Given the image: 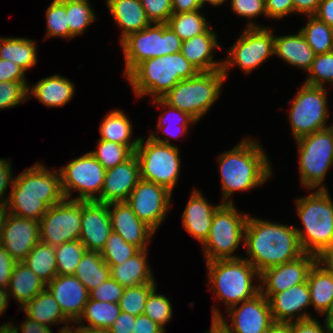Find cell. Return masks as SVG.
Masks as SVG:
<instances>
[{
    "instance_id": "1",
    "label": "cell",
    "mask_w": 333,
    "mask_h": 333,
    "mask_svg": "<svg viewBox=\"0 0 333 333\" xmlns=\"http://www.w3.org/2000/svg\"><path fill=\"white\" fill-rule=\"evenodd\" d=\"M260 144L256 138L244 137L217 156L221 203H234L235 192L262 187L273 176L271 161Z\"/></svg>"
},
{
    "instance_id": "2",
    "label": "cell",
    "mask_w": 333,
    "mask_h": 333,
    "mask_svg": "<svg viewBox=\"0 0 333 333\" xmlns=\"http://www.w3.org/2000/svg\"><path fill=\"white\" fill-rule=\"evenodd\" d=\"M244 251L261 274L268 268L299 258L304 254L293 225L267 221L249 214L244 231Z\"/></svg>"
},
{
    "instance_id": "3",
    "label": "cell",
    "mask_w": 333,
    "mask_h": 333,
    "mask_svg": "<svg viewBox=\"0 0 333 333\" xmlns=\"http://www.w3.org/2000/svg\"><path fill=\"white\" fill-rule=\"evenodd\" d=\"M10 188L7 211L21 218L40 221L50 206L66 199L59 169L39 161L15 176Z\"/></svg>"
},
{
    "instance_id": "4",
    "label": "cell",
    "mask_w": 333,
    "mask_h": 333,
    "mask_svg": "<svg viewBox=\"0 0 333 333\" xmlns=\"http://www.w3.org/2000/svg\"><path fill=\"white\" fill-rule=\"evenodd\" d=\"M308 193L295 198V210L302 228L294 227L303 252L321 259L333 253V200L329 189L308 190Z\"/></svg>"
},
{
    "instance_id": "5",
    "label": "cell",
    "mask_w": 333,
    "mask_h": 333,
    "mask_svg": "<svg viewBox=\"0 0 333 333\" xmlns=\"http://www.w3.org/2000/svg\"><path fill=\"white\" fill-rule=\"evenodd\" d=\"M199 71L181 52L144 60L125 78L136 98H162L179 81L196 76ZM152 98V99H151Z\"/></svg>"
},
{
    "instance_id": "6",
    "label": "cell",
    "mask_w": 333,
    "mask_h": 333,
    "mask_svg": "<svg viewBox=\"0 0 333 333\" xmlns=\"http://www.w3.org/2000/svg\"><path fill=\"white\" fill-rule=\"evenodd\" d=\"M205 266L207 286L215 300L223 302L225 311L260 292V274L242 256L239 259L212 260L205 262Z\"/></svg>"
},
{
    "instance_id": "7",
    "label": "cell",
    "mask_w": 333,
    "mask_h": 333,
    "mask_svg": "<svg viewBox=\"0 0 333 333\" xmlns=\"http://www.w3.org/2000/svg\"><path fill=\"white\" fill-rule=\"evenodd\" d=\"M225 80L222 69L199 72L192 78L179 81L162 99L199 122L220 99Z\"/></svg>"
},
{
    "instance_id": "8",
    "label": "cell",
    "mask_w": 333,
    "mask_h": 333,
    "mask_svg": "<svg viewBox=\"0 0 333 333\" xmlns=\"http://www.w3.org/2000/svg\"><path fill=\"white\" fill-rule=\"evenodd\" d=\"M235 206V203H222L215 211L209 235L201 245L204 262L241 258L235 252L244 243L249 213L238 211Z\"/></svg>"
},
{
    "instance_id": "9",
    "label": "cell",
    "mask_w": 333,
    "mask_h": 333,
    "mask_svg": "<svg viewBox=\"0 0 333 333\" xmlns=\"http://www.w3.org/2000/svg\"><path fill=\"white\" fill-rule=\"evenodd\" d=\"M300 184L308 190H328L324 183L333 167V125L295 141Z\"/></svg>"
},
{
    "instance_id": "10",
    "label": "cell",
    "mask_w": 333,
    "mask_h": 333,
    "mask_svg": "<svg viewBox=\"0 0 333 333\" xmlns=\"http://www.w3.org/2000/svg\"><path fill=\"white\" fill-rule=\"evenodd\" d=\"M182 42L166 23H152L129 34L120 42L125 61L124 77L144 60L180 52Z\"/></svg>"
},
{
    "instance_id": "11",
    "label": "cell",
    "mask_w": 333,
    "mask_h": 333,
    "mask_svg": "<svg viewBox=\"0 0 333 333\" xmlns=\"http://www.w3.org/2000/svg\"><path fill=\"white\" fill-rule=\"evenodd\" d=\"M329 90L303 82L295 96L289 100L291 107L287 117L294 141L333 125L327 123L330 117Z\"/></svg>"
},
{
    "instance_id": "12",
    "label": "cell",
    "mask_w": 333,
    "mask_h": 333,
    "mask_svg": "<svg viewBox=\"0 0 333 333\" xmlns=\"http://www.w3.org/2000/svg\"><path fill=\"white\" fill-rule=\"evenodd\" d=\"M140 136L135 155L139 162L141 179L154 182L173 192L178 184L181 155L177 145H168ZM180 155V156H179Z\"/></svg>"
},
{
    "instance_id": "13",
    "label": "cell",
    "mask_w": 333,
    "mask_h": 333,
    "mask_svg": "<svg viewBox=\"0 0 333 333\" xmlns=\"http://www.w3.org/2000/svg\"><path fill=\"white\" fill-rule=\"evenodd\" d=\"M275 29L268 27H245L242 34L227 51L223 61V72L226 80L228 71L238 67L244 74L249 75L267 60L274 56ZM230 69V70H229Z\"/></svg>"
},
{
    "instance_id": "14",
    "label": "cell",
    "mask_w": 333,
    "mask_h": 333,
    "mask_svg": "<svg viewBox=\"0 0 333 333\" xmlns=\"http://www.w3.org/2000/svg\"><path fill=\"white\" fill-rule=\"evenodd\" d=\"M59 171L66 199L95 201L100 196L106 169L90 152L72 159ZM73 192H78L76 197H71Z\"/></svg>"
},
{
    "instance_id": "15",
    "label": "cell",
    "mask_w": 333,
    "mask_h": 333,
    "mask_svg": "<svg viewBox=\"0 0 333 333\" xmlns=\"http://www.w3.org/2000/svg\"><path fill=\"white\" fill-rule=\"evenodd\" d=\"M82 201L65 199L50 206L40 219V241L57 247L78 240L81 230Z\"/></svg>"
},
{
    "instance_id": "16",
    "label": "cell",
    "mask_w": 333,
    "mask_h": 333,
    "mask_svg": "<svg viewBox=\"0 0 333 333\" xmlns=\"http://www.w3.org/2000/svg\"><path fill=\"white\" fill-rule=\"evenodd\" d=\"M218 307L213 303L212 317H219L233 333H265L274 323L268 299L261 292L229 307L225 312L229 316L226 319Z\"/></svg>"
},
{
    "instance_id": "17",
    "label": "cell",
    "mask_w": 333,
    "mask_h": 333,
    "mask_svg": "<svg viewBox=\"0 0 333 333\" xmlns=\"http://www.w3.org/2000/svg\"><path fill=\"white\" fill-rule=\"evenodd\" d=\"M172 194L161 185L141 179L126 202L135 215L156 233L173 205Z\"/></svg>"
},
{
    "instance_id": "18",
    "label": "cell",
    "mask_w": 333,
    "mask_h": 333,
    "mask_svg": "<svg viewBox=\"0 0 333 333\" xmlns=\"http://www.w3.org/2000/svg\"><path fill=\"white\" fill-rule=\"evenodd\" d=\"M319 258L304 253L299 258L266 269L260 274V292L268 299L274 293L307 281L311 267Z\"/></svg>"
},
{
    "instance_id": "19",
    "label": "cell",
    "mask_w": 333,
    "mask_h": 333,
    "mask_svg": "<svg viewBox=\"0 0 333 333\" xmlns=\"http://www.w3.org/2000/svg\"><path fill=\"white\" fill-rule=\"evenodd\" d=\"M40 221L8 213L0 245L16 261L22 262L40 241Z\"/></svg>"
},
{
    "instance_id": "20",
    "label": "cell",
    "mask_w": 333,
    "mask_h": 333,
    "mask_svg": "<svg viewBox=\"0 0 333 333\" xmlns=\"http://www.w3.org/2000/svg\"><path fill=\"white\" fill-rule=\"evenodd\" d=\"M141 180L140 167L135 153L125 162L106 170L99 203L126 202Z\"/></svg>"
},
{
    "instance_id": "21",
    "label": "cell",
    "mask_w": 333,
    "mask_h": 333,
    "mask_svg": "<svg viewBox=\"0 0 333 333\" xmlns=\"http://www.w3.org/2000/svg\"><path fill=\"white\" fill-rule=\"evenodd\" d=\"M112 233L108 204L82 201L81 230L79 240L87 251L101 252Z\"/></svg>"
},
{
    "instance_id": "22",
    "label": "cell",
    "mask_w": 333,
    "mask_h": 333,
    "mask_svg": "<svg viewBox=\"0 0 333 333\" xmlns=\"http://www.w3.org/2000/svg\"><path fill=\"white\" fill-rule=\"evenodd\" d=\"M64 316L73 324L83 314L89 291L74 275H56L46 284Z\"/></svg>"
},
{
    "instance_id": "23",
    "label": "cell",
    "mask_w": 333,
    "mask_h": 333,
    "mask_svg": "<svg viewBox=\"0 0 333 333\" xmlns=\"http://www.w3.org/2000/svg\"><path fill=\"white\" fill-rule=\"evenodd\" d=\"M274 322H292L313 318L308 283L294 285L268 298Z\"/></svg>"
},
{
    "instance_id": "24",
    "label": "cell",
    "mask_w": 333,
    "mask_h": 333,
    "mask_svg": "<svg viewBox=\"0 0 333 333\" xmlns=\"http://www.w3.org/2000/svg\"><path fill=\"white\" fill-rule=\"evenodd\" d=\"M108 211L112 231L140 250L149 248L156 233L135 215L127 202L109 203Z\"/></svg>"
},
{
    "instance_id": "25",
    "label": "cell",
    "mask_w": 333,
    "mask_h": 333,
    "mask_svg": "<svg viewBox=\"0 0 333 333\" xmlns=\"http://www.w3.org/2000/svg\"><path fill=\"white\" fill-rule=\"evenodd\" d=\"M212 25L202 34L182 42L181 54L199 72H211L223 68V61L214 59L217 49H223L218 42Z\"/></svg>"
},
{
    "instance_id": "26",
    "label": "cell",
    "mask_w": 333,
    "mask_h": 333,
    "mask_svg": "<svg viewBox=\"0 0 333 333\" xmlns=\"http://www.w3.org/2000/svg\"><path fill=\"white\" fill-rule=\"evenodd\" d=\"M189 197L181 216L182 225L186 232L202 245L209 235L214 213L222 203H209L197 188H193Z\"/></svg>"
},
{
    "instance_id": "27",
    "label": "cell",
    "mask_w": 333,
    "mask_h": 333,
    "mask_svg": "<svg viewBox=\"0 0 333 333\" xmlns=\"http://www.w3.org/2000/svg\"><path fill=\"white\" fill-rule=\"evenodd\" d=\"M151 102L152 106L156 105L157 107H161L160 109L163 110L161 115L158 117L159 119L157 121V125L155 126L157 133H155V130H152L150 134H148L151 139L157 142L172 146V138L177 140L178 137H185V135H188L190 126L198 123V121L189 113L170 106L162 98L153 99ZM162 136L164 137L161 138Z\"/></svg>"
},
{
    "instance_id": "28",
    "label": "cell",
    "mask_w": 333,
    "mask_h": 333,
    "mask_svg": "<svg viewBox=\"0 0 333 333\" xmlns=\"http://www.w3.org/2000/svg\"><path fill=\"white\" fill-rule=\"evenodd\" d=\"M72 80L61 74L41 78L33 85H28V99L36 98L47 108L63 107L76 93Z\"/></svg>"
},
{
    "instance_id": "29",
    "label": "cell",
    "mask_w": 333,
    "mask_h": 333,
    "mask_svg": "<svg viewBox=\"0 0 333 333\" xmlns=\"http://www.w3.org/2000/svg\"><path fill=\"white\" fill-rule=\"evenodd\" d=\"M311 307L319 316H326L333 305V271L318 259L307 277Z\"/></svg>"
},
{
    "instance_id": "30",
    "label": "cell",
    "mask_w": 333,
    "mask_h": 333,
    "mask_svg": "<svg viewBox=\"0 0 333 333\" xmlns=\"http://www.w3.org/2000/svg\"><path fill=\"white\" fill-rule=\"evenodd\" d=\"M106 7L120 30V41L152 23L147 18L140 0H106Z\"/></svg>"
},
{
    "instance_id": "31",
    "label": "cell",
    "mask_w": 333,
    "mask_h": 333,
    "mask_svg": "<svg viewBox=\"0 0 333 333\" xmlns=\"http://www.w3.org/2000/svg\"><path fill=\"white\" fill-rule=\"evenodd\" d=\"M274 56L306 73L312 65L315 53L302 33L298 31L297 34L275 36Z\"/></svg>"
},
{
    "instance_id": "32",
    "label": "cell",
    "mask_w": 333,
    "mask_h": 333,
    "mask_svg": "<svg viewBox=\"0 0 333 333\" xmlns=\"http://www.w3.org/2000/svg\"><path fill=\"white\" fill-rule=\"evenodd\" d=\"M18 310L23 311L30 319L51 328L53 325L58 326L63 323L62 330L65 333L71 327V322L64 316L57 301L47 288Z\"/></svg>"
},
{
    "instance_id": "33",
    "label": "cell",
    "mask_w": 333,
    "mask_h": 333,
    "mask_svg": "<svg viewBox=\"0 0 333 333\" xmlns=\"http://www.w3.org/2000/svg\"><path fill=\"white\" fill-rule=\"evenodd\" d=\"M148 257V249H143L122 264L108 265L110 277L123 287L157 282Z\"/></svg>"
},
{
    "instance_id": "34",
    "label": "cell",
    "mask_w": 333,
    "mask_h": 333,
    "mask_svg": "<svg viewBox=\"0 0 333 333\" xmlns=\"http://www.w3.org/2000/svg\"><path fill=\"white\" fill-rule=\"evenodd\" d=\"M45 288L46 283L27 265L23 262L15 264L7 290L10 300L13 298L19 308H22Z\"/></svg>"
},
{
    "instance_id": "35",
    "label": "cell",
    "mask_w": 333,
    "mask_h": 333,
    "mask_svg": "<svg viewBox=\"0 0 333 333\" xmlns=\"http://www.w3.org/2000/svg\"><path fill=\"white\" fill-rule=\"evenodd\" d=\"M37 46L35 40L27 37L0 36V59L12 61L27 72L37 64Z\"/></svg>"
},
{
    "instance_id": "36",
    "label": "cell",
    "mask_w": 333,
    "mask_h": 333,
    "mask_svg": "<svg viewBox=\"0 0 333 333\" xmlns=\"http://www.w3.org/2000/svg\"><path fill=\"white\" fill-rule=\"evenodd\" d=\"M132 123L127 113L122 109H113L104 115L99 134L101 140L112 141L125 146H138L139 137H133Z\"/></svg>"
},
{
    "instance_id": "37",
    "label": "cell",
    "mask_w": 333,
    "mask_h": 333,
    "mask_svg": "<svg viewBox=\"0 0 333 333\" xmlns=\"http://www.w3.org/2000/svg\"><path fill=\"white\" fill-rule=\"evenodd\" d=\"M74 276L90 292L110 277V269L100 252L86 251L76 267Z\"/></svg>"
},
{
    "instance_id": "38",
    "label": "cell",
    "mask_w": 333,
    "mask_h": 333,
    "mask_svg": "<svg viewBox=\"0 0 333 333\" xmlns=\"http://www.w3.org/2000/svg\"><path fill=\"white\" fill-rule=\"evenodd\" d=\"M121 309L118 303L96 301L89 298L85 305L83 314L74 325L86 326L89 328L109 329L112 323L119 316ZM85 321L88 325H85Z\"/></svg>"
},
{
    "instance_id": "39",
    "label": "cell",
    "mask_w": 333,
    "mask_h": 333,
    "mask_svg": "<svg viewBox=\"0 0 333 333\" xmlns=\"http://www.w3.org/2000/svg\"><path fill=\"white\" fill-rule=\"evenodd\" d=\"M55 249L39 241L22 261L46 284L57 275Z\"/></svg>"
},
{
    "instance_id": "40",
    "label": "cell",
    "mask_w": 333,
    "mask_h": 333,
    "mask_svg": "<svg viewBox=\"0 0 333 333\" xmlns=\"http://www.w3.org/2000/svg\"><path fill=\"white\" fill-rule=\"evenodd\" d=\"M201 10L185 13H173L167 25L180 37L182 41L204 33L211 24Z\"/></svg>"
},
{
    "instance_id": "41",
    "label": "cell",
    "mask_w": 333,
    "mask_h": 333,
    "mask_svg": "<svg viewBox=\"0 0 333 333\" xmlns=\"http://www.w3.org/2000/svg\"><path fill=\"white\" fill-rule=\"evenodd\" d=\"M305 26L299 30L315 55L333 51V30L316 16H307Z\"/></svg>"
},
{
    "instance_id": "42",
    "label": "cell",
    "mask_w": 333,
    "mask_h": 333,
    "mask_svg": "<svg viewBox=\"0 0 333 333\" xmlns=\"http://www.w3.org/2000/svg\"><path fill=\"white\" fill-rule=\"evenodd\" d=\"M66 13L69 30L74 37L86 33L89 25L97 19L90 0H66Z\"/></svg>"
},
{
    "instance_id": "43",
    "label": "cell",
    "mask_w": 333,
    "mask_h": 333,
    "mask_svg": "<svg viewBox=\"0 0 333 333\" xmlns=\"http://www.w3.org/2000/svg\"><path fill=\"white\" fill-rule=\"evenodd\" d=\"M46 33L44 39L63 38L72 40L75 38L69 30L66 0H53L45 10Z\"/></svg>"
},
{
    "instance_id": "44",
    "label": "cell",
    "mask_w": 333,
    "mask_h": 333,
    "mask_svg": "<svg viewBox=\"0 0 333 333\" xmlns=\"http://www.w3.org/2000/svg\"><path fill=\"white\" fill-rule=\"evenodd\" d=\"M136 148L137 146H125L98 139L96 150H92L90 153L108 170L128 160L135 153Z\"/></svg>"
},
{
    "instance_id": "45",
    "label": "cell",
    "mask_w": 333,
    "mask_h": 333,
    "mask_svg": "<svg viewBox=\"0 0 333 333\" xmlns=\"http://www.w3.org/2000/svg\"><path fill=\"white\" fill-rule=\"evenodd\" d=\"M54 249L57 275H74L77 265L87 251L79 239L63 243Z\"/></svg>"
},
{
    "instance_id": "46",
    "label": "cell",
    "mask_w": 333,
    "mask_h": 333,
    "mask_svg": "<svg viewBox=\"0 0 333 333\" xmlns=\"http://www.w3.org/2000/svg\"><path fill=\"white\" fill-rule=\"evenodd\" d=\"M139 251L137 246L127 243L118 233L112 231L100 254L108 265H119Z\"/></svg>"
},
{
    "instance_id": "47",
    "label": "cell",
    "mask_w": 333,
    "mask_h": 333,
    "mask_svg": "<svg viewBox=\"0 0 333 333\" xmlns=\"http://www.w3.org/2000/svg\"><path fill=\"white\" fill-rule=\"evenodd\" d=\"M156 286V282H150L125 287L124 293L118 303L121 311L134 316L143 314L146 300Z\"/></svg>"
},
{
    "instance_id": "48",
    "label": "cell",
    "mask_w": 333,
    "mask_h": 333,
    "mask_svg": "<svg viewBox=\"0 0 333 333\" xmlns=\"http://www.w3.org/2000/svg\"><path fill=\"white\" fill-rule=\"evenodd\" d=\"M156 286L149 294L143 314L156 322L166 331V324L173 318V305L169 297L157 292Z\"/></svg>"
},
{
    "instance_id": "49",
    "label": "cell",
    "mask_w": 333,
    "mask_h": 333,
    "mask_svg": "<svg viewBox=\"0 0 333 333\" xmlns=\"http://www.w3.org/2000/svg\"><path fill=\"white\" fill-rule=\"evenodd\" d=\"M304 83L327 87L333 85V51L315 55L312 65L306 73Z\"/></svg>"
},
{
    "instance_id": "50",
    "label": "cell",
    "mask_w": 333,
    "mask_h": 333,
    "mask_svg": "<svg viewBox=\"0 0 333 333\" xmlns=\"http://www.w3.org/2000/svg\"><path fill=\"white\" fill-rule=\"evenodd\" d=\"M231 3L229 6L231 7V11L234 12L235 15L246 18L248 23L246 22L245 27L254 28V27H268L261 26L258 24V21H254V19L258 18V16H263L268 19V15L266 12V3L265 0H229Z\"/></svg>"
},
{
    "instance_id": "51",
    "label": "cell",
    "mask_w": 333,
    "mask_h": 333,
    "mask_svg": "<svg viewBox=\"0 0 333 333\" xmlns=\"http://www.w3.org/2000/svg\"><path fill=\"white\" fill-rule=\"evenodd\" d=\"M29 84L30 82H0V111L26 103Z\"/></svg>"
},
{
    "instance_id": "52",
    "label": "cell",
    "mask_w": 333,
    "mask_h": 333,
    "mask_svg": "<svg viewBox=\"0 0 333 333\" xmlns=\"http://www.w3.org/2000/svg\"><path fill=\"white\" fill-rule=\"evenodd\" d=\"M151 23H167L173 14L172 0H140Z\"/></svg>"
},
{
    "instance_id": "53",
    "label": "cell",
    "mask_w": 333,
    "mask_h": 333,
    "mask_svg": "<svg viewBox=\"0 0 333 333\" xmlns=\"http://www.w3.org/2000/svg\"><path fill=\"white\" fill-rule=\"evenodd\" d=\"M125 287L109 277L101 285L89 292L90 299L109 303H119Z\"/></svg>"
},
{
    "instance_id": "54",
    "label": "cell",
    "mask_w": 333,
    "mask_h": 333,
    "mask_svg": "<svg viewBox=\"0 0 333 333\" xmlns=\"http://www.w3.org/2000/svg\"><path fill=\"white\" fill-rule=\"evenodd\" d=\"M268 19L283 20L288 15L294 14L293 0H265Z\"/></svg>"
},
{
    "instance_id": "55",
    "label": "cell",
    "mask_w": 333,
    "mask_h": 333,
    "mask_svg": "<svg viewBox=\"0 0 333 333\" xmlns=\"http://www.w3.org/2000/svg\"><path fill=\"white\" fill-rule=\"evenodd\" d=\"M290 333H331L324 319L320 323L318 319L309 318L305 320L290 322Z\"/></svg>"
},
{
    "instance_id": "56",
    "label": "cell",
    "mask_w": 333,
    "mask_h": 333,
    "mask_svg": "<svg viewBox=\"0 0 333 333\" xmlns=\"http://www.w3.org/2000/svg\"><path fill=\"white\" fill-rule=\"evenodd\" d=\"M11 162L10 158H0V205H6L9 197V195H6V192L10 187L9 185L12 186L14 181Z\"/></svg>"
},
{
    "instance_id": "57",
    "label": "cell",
    "mask_w": 333,
    "mask_h": 333,
    "mask_svg": "<svg viewBox=\"0 0 333 333\" xmlns=\"http://www.w3.org/2000/svg\"><path fill=\"white\" fill-rule=\"evenodd\" d=\"M26 71L12 61L0 59V82H29Z\"/></svg>"
},
{
    "instance_id": "58",
    "label": "cell",
    "mask_w": 333,
    "mask_h": 333,
    "mask_svg": "<svg viewBox=\"0 0 333 333\" xmlns=\"http://www.w3.org/2000/svg\"><path fill=\"white\" fill-rule=\"evenodd\" d=\"M17 262L0 245V288L7 289L14 266Z\"/></svg>"
},
{
    "instance_id": "59",
    "label": "cell",
    "mask_w": 333,
    "mask_h": 333,
    "mask_svg": "<svg viewBox=\"0 0 333 333\" xmlns=\"http://www.w3.org/2000/svg\"><path fill=\"white\" fill-rule=\"evenodd\" d=\"M136 316L120 312L119 316L109 327V333H132Z\"/></svg>"
},
{
    "instance_id": "60",
    "label": "cell",
    "mask_w": 333,
    "mask_h": 333,
    "mask_svg": "<svg viewBox=\"0 0 333 333\" xmlns=\"http://www.w3.org/2000/svg\"><path fill=\"white\" fill-rule=\"evenodd\" d=\"M166 331L144 314L136 316L132 333H165Z\"/></svg>"
},
{
    "instance_id": "61",
    "label": "cell",
    "mask_w": 333,
    "mask_h": 333,
    "mask_svg": "<svg viewBox=\"0 0 333 333\" xmlns=\"http://www.w3.org/2000/svg\"><path fill=\"white\" fill-rule=\"evenodd\" d=\"M26 317V318H25ZM24 321L19 324V327L16 325L17 331L20 333H53L52 328L42 325L35 320L30 319L26 315L24 316ZM21 329V330H19ZM58 333H65L62 328L59 329Z\"/></svg>"
},
{
    "instance_id": "62",
    "label": "cell",
    "mask_w": 333,
    "mask_h": 333,
    "mask_svg": "<svg viewBox=\"0 0 333 333\" xmlns=\"http://www.w3.org/2000/svg\"><path fill=\"white\" fill-rule=\"evenodd\" d=\"M321 0H293L294 14L305 16L315 15Z\"/></svg>"
},
{
    "instance_id": "63",
    "label": "cell",
    "mask_w": 333,
    "mask_h": 333,
    "mask_svg": "<svg viewBox=\"0 0 333 333\" xmlns=\"http://www.w3.org/2000/svg\"><path fill=\"white\" fill-rule=\"evenodd\" d=\"M316 16L333 30V0H321Z\"/></svg>"
},
{
    "instance_id": "64",
    "label": "cell",
    "mask_w": 333,
    "mask_h": 333,
    "mask_svg": "<svg viewBox=\"0 0 333 333\" xmlns=\"http://www.w3.org/2000/svg\"><path fill=\"white\" fill-rule=\"evenodd\" d=\"M201 0H172L173 13H185L201 10Z\"/></svg>"
},
{
    "instance_id": "65",
    "label": "cell",
    "mask_w": 333,
    "mask_h": 333,
    "mask_svg": "<svg viewBox=\"0 0 333 333\" xmlns=\"http://www.w3.org/2000/svg\"><path fill=\"white\" fill-rule=\"evenodd\" d=\"M211 327L203 333H233L232 330L220 320L219 317H211Z\"/></svg>"
},
{
    "instance_id": "66",
    "label": "cell",
    "mask_w": 333,
    "mask_h": 333,
    "mask_svg": "<svg viewBox=\"0 0 333 333\" xmlns=\"http://www.w3.org/2000/svg\"><path fill=\"white\" fill-rule=\"evenodd\" d=\"M72 326L67 333H109L108 329L89 328L81 325L74 326V324Z\"/></svg>"
},
{
    "instance_id": "67",
    "label": "cell",
    "mask_w": 333,
    "mask_h": 333,
    "mask_svg": "<svg viewBox=\"0 0 333 333\" xmlns=\"http://www.w3.org/2000/svg\"><path fill=\"white\" fill-rule=\"evenodd\" d=\"M265 333H290V322H274Z\"/></svg>"
},
{
    "instance_id": "68",
    "label": "cell",
    "mask_w": 333,
    "mask_h": 333,
    "mask_svg": "<svg viewBox=\"0 0 333 333\" xmlns=\"http://www.w3.org/2000/svg\"><path fill=\"white\" fill-rule=\"evenodd\" d=\"M10 296L8 294L7 289L0 288V317L4 314L5 311L8 309Z\"/></svg>"
},
{
    "instance_id": "69",
    "label": "cell",
    "mask_w": 333,
    "mask_h": 333,
    "mask_svg": "<svg viewBox=\"0 0 333 333\" xmlns=\"http://www.w3.org/2000/svg\"><path fill=\"white\" fill-rule=\"evenodd\" d=\"M10 320L11 318L7 321V323H3L0 326V333H19L16 328V323H12Z\"/></svg>"
},
{
    "instance_id": "70",
    "label": "cell",
    "mask_w": 333,
    "mask_h": 333,
    "mask_svg": "<svg viewBox=\"0 0 333 333\" xmlns=\"http://www.w3.org/2000/svg\"><path fill=\"white\" fill-rule=\"evenodd\" d=\"M7 215H8V211H7L6 205H0V241H1V235H2L4 222H5Z\"/></svg>"
},
{
    "instance_id": "71",
    "label": "cell",
    "mask_w": 333,
    "mask_h": 333,
    "mask_svg": "<svg viewBox=\"0 0 333 333\" xmlns=\"http://www.w3.org/2000/svg\"><path fill=\"white\" fill-rule=\"evenodd\" d=\"M331 333H333V305L330 311L324 317Z\"/></svg>"
},
{
    "instance_id": "72",
    "label": "cell",
    "mask_w": 333,
    "mask_h": 333,
    "mask_svg": "<svg viewBox=\"0 0 333 333\" xmlns=\"http://www.w3.org/2000/svg\"><path fill=\"white\" fill-rule=\"evenodd\" d=\"M225 2H228V0H201V3H202V6L204 8V5L205 4H210L211 6H214V7H220L221 5L223 4H226Z\"/></svg>"
},
{
    "instance_id": "73",
    "label": "cell",
    "mask_w": 333,
    "mask_h": 333,
    "mask_svg": "<svg viewBox=\"0 0 333 333\" xmlns=\"http://www.w3.org/2000/svg\"><path fill=\"white\" fill-rule=\"evenodd\" d=\"M333 271V253L323 256L321 258Z\"/></svg>"
}]
</instances>
